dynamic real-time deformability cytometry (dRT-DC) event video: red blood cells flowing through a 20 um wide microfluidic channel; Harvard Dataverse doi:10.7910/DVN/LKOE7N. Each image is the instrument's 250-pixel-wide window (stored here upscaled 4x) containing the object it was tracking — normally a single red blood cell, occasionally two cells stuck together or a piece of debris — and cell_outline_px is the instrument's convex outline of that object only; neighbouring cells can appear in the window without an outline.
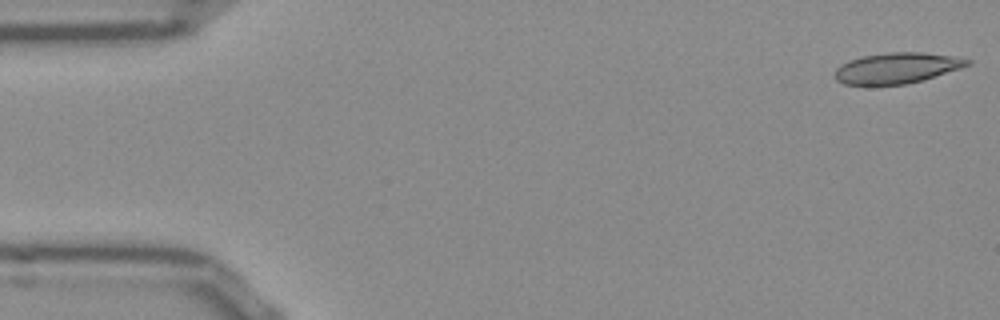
{"species": "Egyptian fruit bat (a non-hibernating species)", "species_latin": "Rousettus aegyptiacus", "temperature_condition": "room temperature", "stored_images_in_passage": 51, "camera_frame_rate_fps": 3000, "um_per_image_px": 0.085, "frame": {"image": 1, "passage_image": 1, "time_ms": 0.0, "image_size_px": [1000, 320], "cell_outline_px": [[972, 64], [924, 80], [904, 84], [844, 84], [836, 80], [836, 68], [840, 64], [848, 60], [864, 56], [888, 52], [924, 52], [952, 56], [972, 60]], "centroid_in_image_um": [76.26, 5.77], "position_along_channel_um": 8.7, "area_um2": 23.58}}
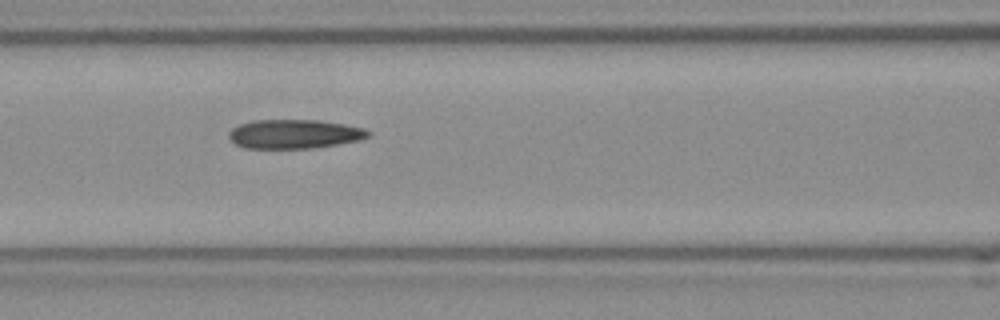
{"frame": {"image": 2, "passage_image": 21, "time_ms": 6.667, "image_size_px": [1000, 320], "cell_outline_px": [[372, 136], [360, 140], [312, 148], [244, 148], [236, 144], [228, 136], [228, 132], [232, 128], [240, 124], [252, 120], [320, 120], [344, 124], [364, 128], [372, 132]], "centroid_in_image_um": [25.04, 11.38], "position_along_channel_um": 141.6, "area_um2": 23.7}}
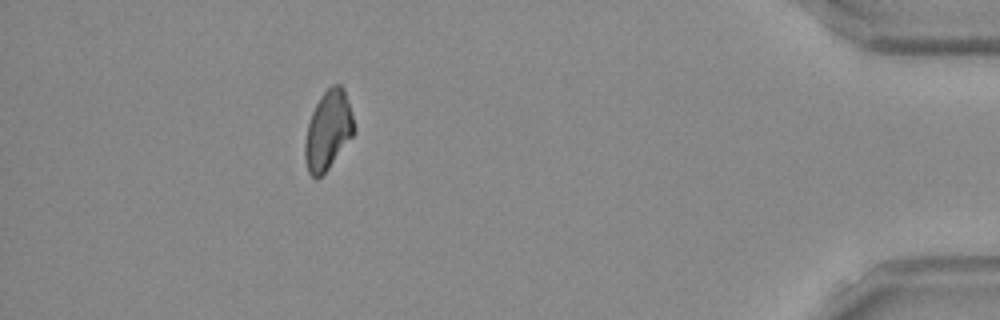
{"frame": {"image": 3, "passage_image": 46, "time_ms": 15.0, "image_size_px": [1000, 320], "cell_outline_px": [[356, 128], [352, 136], [328, 168], [316, 180], [308, 172], [304, 156], [304, 140], [308, 124], [312, 112], [320, 96], [332, 84], [340, 84], [344, 88], [348, 100]], "centroid_in_image_um": [27.88, 11.06], "position_along_channel_um": 407.3, "area_um2": 22.48}}